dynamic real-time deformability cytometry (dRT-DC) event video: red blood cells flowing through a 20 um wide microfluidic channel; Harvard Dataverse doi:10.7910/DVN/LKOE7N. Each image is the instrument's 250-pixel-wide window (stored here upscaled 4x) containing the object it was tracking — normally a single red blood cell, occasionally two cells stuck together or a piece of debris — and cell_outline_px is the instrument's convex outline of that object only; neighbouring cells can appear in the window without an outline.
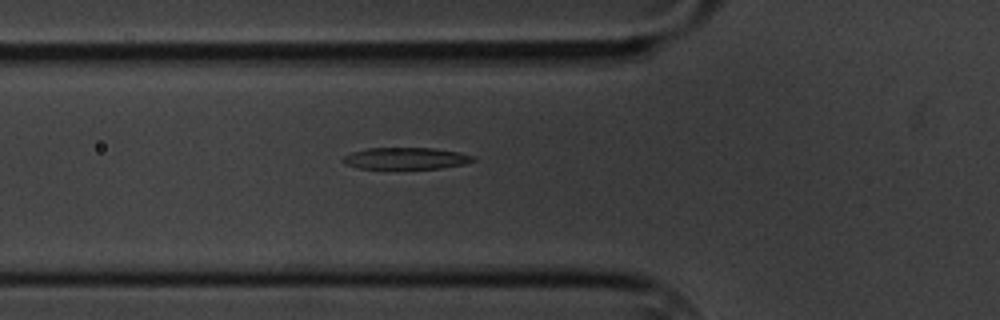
{"species": "common noctule bat (a hibernating species)", "species_latin": "Nyctalus noctula", "temperature_condition": "cold", "stored_images_in_passage": 2, "camera_frame_rate_fps": 3000, "um_per_image_px": 0.085, "animal": {"sex": "male", "body_mass_g": 20.1, "forearm_length_mm": 53.5}, "frame": {"image": 1, "passage_image": 2, "time_ms": 1.0, "image_size_px": [1000, 320], "cell_outline_px": [[476, 160], [464, 164], [440, 168], [356, 168], [344, 164], [340, 160], [344, 156], [352, 152], [368, 148], [432, 148], [460, 152], [476, 156]], "centroid_in_image_um": [34.5, 13.45], "position_along_channel_um": 91.3, "area_um2": 16.47}}